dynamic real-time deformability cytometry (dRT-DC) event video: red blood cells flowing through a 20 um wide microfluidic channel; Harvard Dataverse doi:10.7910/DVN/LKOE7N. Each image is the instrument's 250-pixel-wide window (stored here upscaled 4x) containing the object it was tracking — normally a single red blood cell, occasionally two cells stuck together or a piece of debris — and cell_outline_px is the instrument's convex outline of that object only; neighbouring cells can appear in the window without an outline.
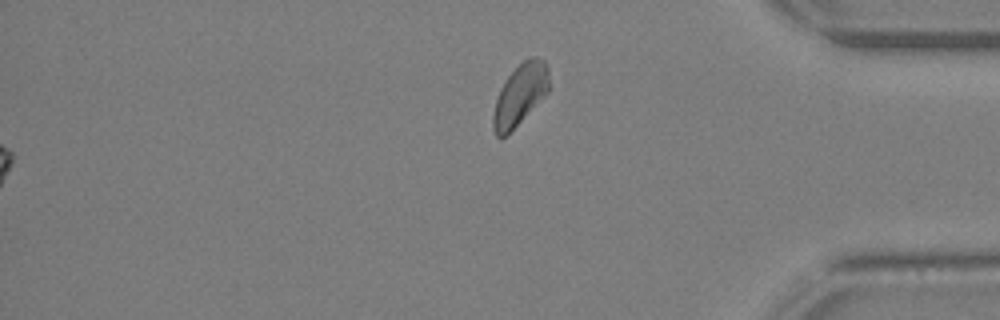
{"species": "Egyptian fruit bat (a non-hibernating species)", "species_latin": "Rousettus aegyptiacus", "temperature_condition": "warm", "stored_images_in_passage": 23, "segment_of_instrument_passage": [2, 2], "camera_frame_rate_fps": 3000, "um_per_image_px": 0.085, "animal": {"sex": "female"}, "frame": {"image": 1, "passage_image": 23, "time_ms": 7.333, "image_size_px": [1000, 320], "cell_outline_px": [[548, 92], [504, 136], [496, 136], [492, 128], [492, 116], [496, 100], [500, 88], [508, 76], [524, 60], [532, 56], [536, 56], [544, 60], [548, 68]], "centroid_in_image_um": [44.18, 8.01], "position_along_channel_um": 391.0, "area_um2": 19.31}}